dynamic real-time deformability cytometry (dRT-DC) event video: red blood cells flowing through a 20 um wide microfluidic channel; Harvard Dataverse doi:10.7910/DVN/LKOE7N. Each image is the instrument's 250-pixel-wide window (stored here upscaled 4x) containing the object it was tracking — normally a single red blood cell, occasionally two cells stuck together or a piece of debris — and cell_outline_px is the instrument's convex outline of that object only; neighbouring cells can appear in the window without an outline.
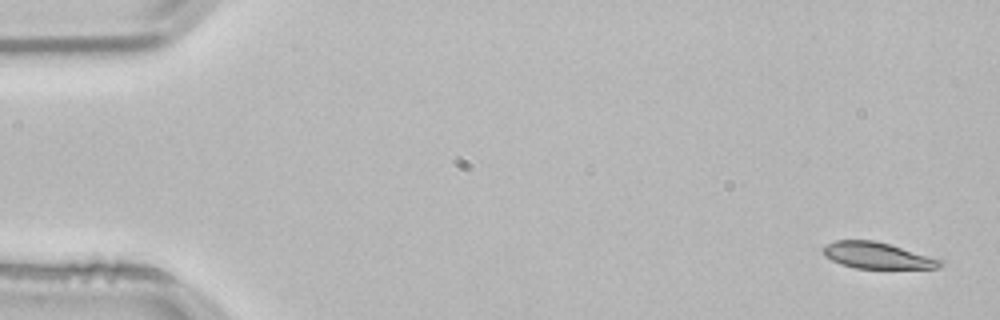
{"species": "common noctule bat (a hibernating species)", "species_latin": "Nyctalus noctula", "temperature_condition": "room temperature", "stored_images_in_passage": 10, "camera_frame_rate_fps": 3000, "um_per_image_px": 0.085, "animal": {"sex": "male", "body_mass_g": 21.5, "forearm_length_mm": 52.0}, "frame": {"image": 1, "passage_image": 1, "time_ms": 0.0, "image_size_px": [1000, 320], "cell_outline_px": [[944, 264], [936, 268], [856, 268], [840, 264], [824, 256], [820, 252], [820, 248], [824, 244], [836, 240], [872, 240], [888, 244], [944, 260]], "centroid_in_image_um": [74.49, 21.71], "position_along_channel_um": 10.5, "area_um2": 17.98}}